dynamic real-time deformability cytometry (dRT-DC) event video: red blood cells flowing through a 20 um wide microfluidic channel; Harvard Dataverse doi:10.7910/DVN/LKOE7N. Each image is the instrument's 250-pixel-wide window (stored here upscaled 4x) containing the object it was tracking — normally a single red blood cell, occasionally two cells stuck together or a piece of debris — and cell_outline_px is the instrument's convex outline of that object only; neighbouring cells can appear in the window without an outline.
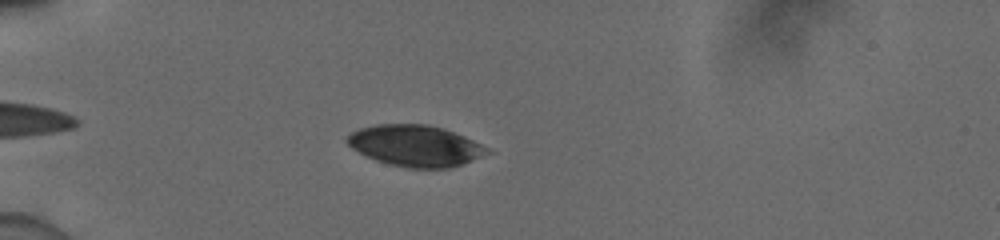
{"species": "human", "species_latin": "Homo sapiens", "temperature_condition": "cold", "stored_images_in_passage": 40, "camera_frame_rate_fps": 3000, "um_per_image_px": 0.085, "donor": {"sex": "male"}, "frame": {"image": 1, "passage_image": 2, "time_ms": 0.333, "image_size_px": [1000, 240], "cell_outline_px": [[496, 152], [452, 168], [408, 168], [388, 164], [376, 160], [352, 148], [344, 140], [352, 132], [360, 128], [376, 124], [428, 124], [444, 128], [464, 136]], "centroid_in_image_um": [35.36, 12.39], "position_along_channel_um": 49.6, "area_um2": 33.87}}
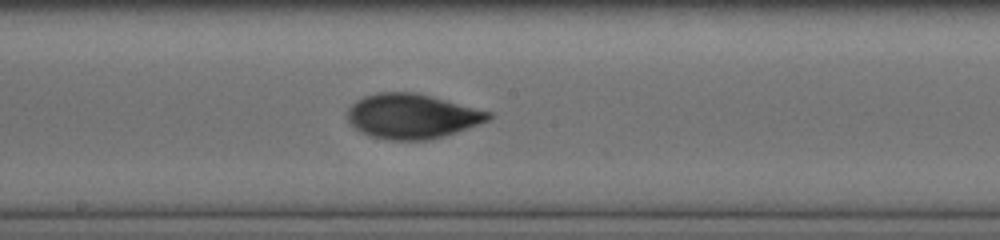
{"frame": {"image": 2, "passage_image": 17, "time_ms": 5.333, "image_size_px": [1000, 240], "cell_outline_px": [[492, 116], [488, 120], [456, 132], [444, 136], [428, 140], [388, 140], [368, 136], [360, 132], [348, 120], [348, 108], [356, 100], [364, 96], [376, 92], [416, 92], [492, 112]], "centroid_in_image_um": [34.99, 9.88], "position_along_channel_um": 213.2, "area_um2": 36.76}}
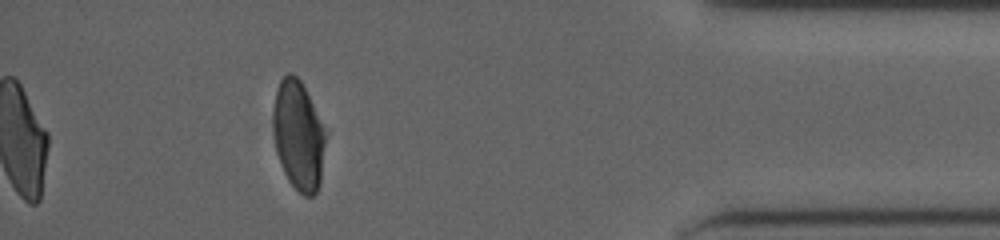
{"frame": {"image": 3, "passage_image": 35, "time_ms": 11.333, "image_size_px": [1000, 240], "cell_outline_px": [[328, 132], [320, 184], [316, 192], [312, 196], [304, 196], [288, 180], [284, 172], [276, 148], [276, 88], [280, 80], [288, 72], [292, 72], [300, 80]], "centroid_in_image_um": [25.45, 11.54], "position_along_channel_um": 409.7, "area_um2": 32.83}, "authors_computed_cell_mechanics": {"area_um2": 35.6626, "velocity_mm_per_s": 3.9052, "shape_relaxation_time_tau1_ms": 6.6079, "shape_relaxation_time_tau2_ms": 1.3475, "deformation_change_tau1": 0.1935, "deformation_change_tau2": 0.0558}}